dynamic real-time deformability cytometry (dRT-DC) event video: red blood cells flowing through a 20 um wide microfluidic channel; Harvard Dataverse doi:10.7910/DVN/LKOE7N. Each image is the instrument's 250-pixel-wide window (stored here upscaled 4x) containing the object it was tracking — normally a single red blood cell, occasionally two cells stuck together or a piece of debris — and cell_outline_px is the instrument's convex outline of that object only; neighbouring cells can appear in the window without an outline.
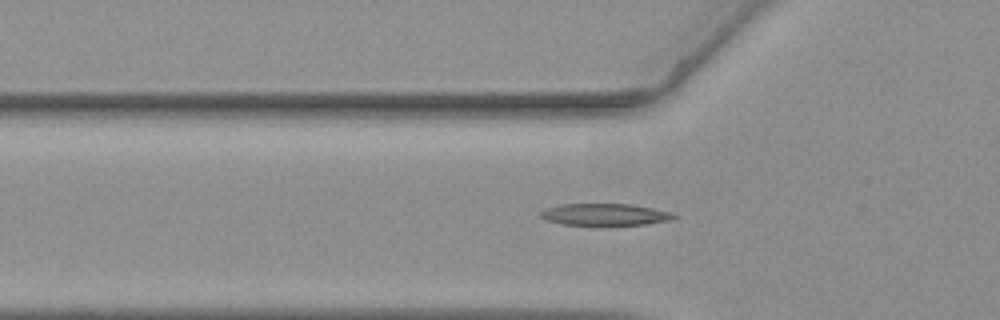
{"species": "common noctule bat (a hibernating species)", "species_latin": "Nyctalus noctula", "temperature_condition": "warm", "stored_images_in_passage": 40, "camera_frame_rate_fps": 3000, "um_per_image_px": 0.085, "animal": {"sex": "female", "body_mass_g": 19.3, "forearm_length_mm": 54.1}, "frame": {"image": 1, "passage_image": 2, "time_ms": 0.333, "image_size_px": [1000, 320], "cell_outline_px": [[676, 216], [672, 220], [644, 224], [600, 228], [564, 224], [544, 220], [540, 216], [540, 212], [548, 208], [560, 204], [628, 204], [652, 208], [668, 212]], "centroid_in_image_um": [51.36, 18.28], "position_along_channel_um": 74.4, "area_um2": 17.63}}
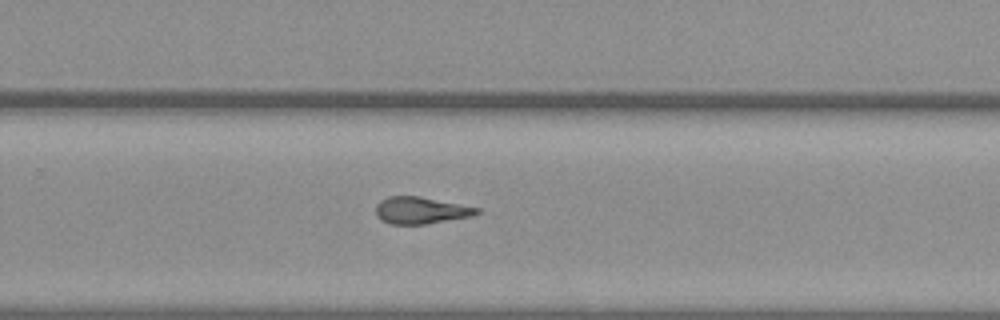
{"frame": {"image": 2, "passage_image": 20, "time_ms": 6.333, "image_size_px": [1000, 320], "cell_outline_px": [[480, 212], [472, 216], [428, 224], [388, 224], [380, 220], [376, 216], [376, 204], [380, 200], [388, 196], [420, 196], [480, 208]], "centroid_in_image_um": [35.74, 17.88], "position_along_channel_um": 294.1, "area_um2": 16.01}}
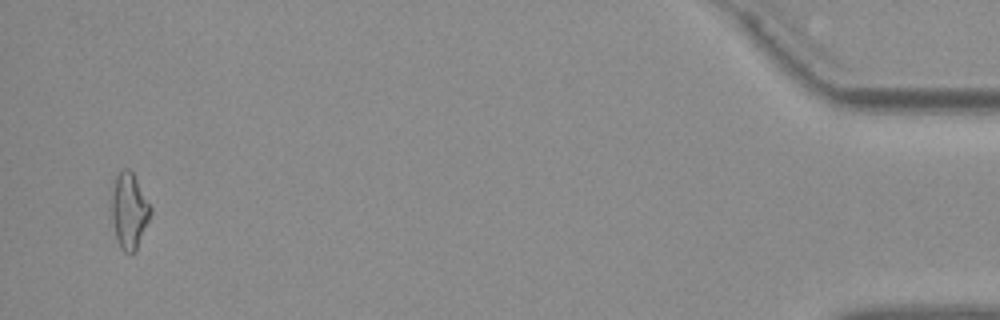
{"frame": {"image": 3, "passage_image": 38, "time_ms": 12.333, "image_size_px": [1000, 320], "cell_outline_px": [[152, 212], [136, 252], [124, 252], [120, 248], [116, 236], [112, 220], [112, 188], [116, 172], [120, 168], [128, 168], [132, 172], [152, 208]], "centroid_in_image_um": [10.98, 17.89], "position_along_channel_um": 424.2, "area_um2": 17.28}, "authors_computed_cell_mechanics": {"area_um2": 16.2418, "velocity_mm_per_s": 3.6463, "shape_relaxation_time_tau1_ms": null, "shape_relaxation_time_tau2_ms": 3.4201, "deformation_change_tau1": null, "deformation_change_tau2": 0.142}}